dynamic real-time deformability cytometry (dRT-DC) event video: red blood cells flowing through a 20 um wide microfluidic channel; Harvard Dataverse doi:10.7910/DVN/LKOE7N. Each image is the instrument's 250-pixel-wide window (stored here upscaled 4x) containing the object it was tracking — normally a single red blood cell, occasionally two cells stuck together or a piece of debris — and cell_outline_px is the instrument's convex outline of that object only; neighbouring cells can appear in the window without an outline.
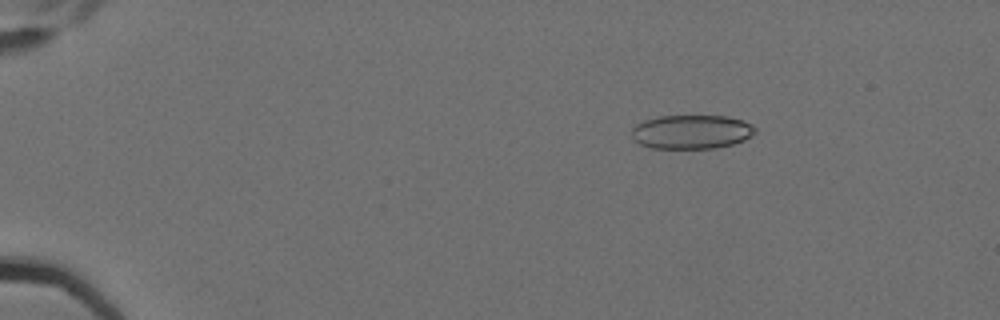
{"species": "Egyptian fruit bat (a non-hibernating species)", "species_latin": "Rousettus aegyptiacus", "temperature_condition": "cold", "stored_images_in_passage": 3, "camera_frame_rate_fps": 3000, "um_per_image_px": 0.085, "animal": {"sex": "female"}, "frame": {"image": 1, "passage_image": 2, "time_ms": 0.333, "image_size_px": [1000, 320], "cell_outline_px": [[756, 132], [744, 140], [732, 144], [716, 148], [652, 148], [640, 144], [632, 136], [632, 128], [636, 124], [644, 120], [660, 116], [728, 116], [752, 124], [756, 128]], "centroid_in_image_um": [58.78, 11.2], "position_along_channel_um": 26.2, "area_um2": 24.39}}